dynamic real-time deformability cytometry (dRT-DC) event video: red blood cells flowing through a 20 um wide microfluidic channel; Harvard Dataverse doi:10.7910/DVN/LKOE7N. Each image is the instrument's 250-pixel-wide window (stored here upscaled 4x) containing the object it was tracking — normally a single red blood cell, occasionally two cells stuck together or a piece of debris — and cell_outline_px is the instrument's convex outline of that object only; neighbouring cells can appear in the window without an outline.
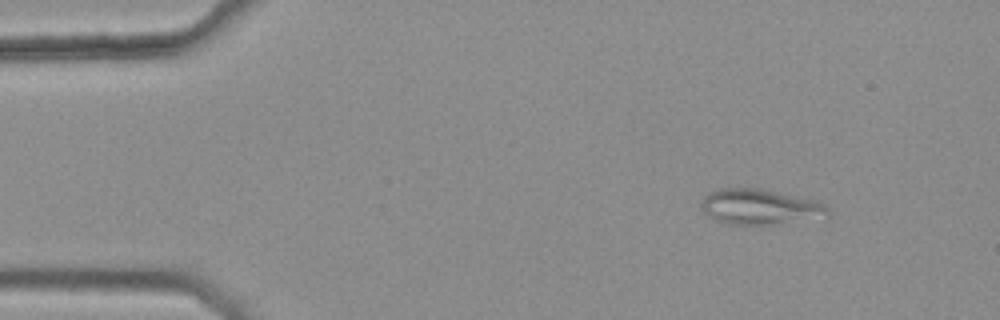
{"species": "common noctule bat (a hibernating species)", "species_latin": "Nyctalus noctula", "temperature_condition": "warm", "stored_images_in_passage": 4, "camera_frame_rate_fps": 3000, "um_per_image_px": 0.085, "animal": {"sex": "female", "body_mass_g": 25.1}, "frame": {"image": 1, "passage_image": 1, "time_ms": 0.0, "image_size_px": [1000, 320], "cell_outline_px": [[832, 216], [824, 220], [768, 224], [728, 224], [716, 220], [708, 216], [700, 208], [700, 204], [704, 196], [720, 188], [760, 188], [812, 200], [828, 208]], "centroid_in_image_um": [64.64, 17.61], "position_along_channel_um": 20.4, "area_um2": 26.36}}